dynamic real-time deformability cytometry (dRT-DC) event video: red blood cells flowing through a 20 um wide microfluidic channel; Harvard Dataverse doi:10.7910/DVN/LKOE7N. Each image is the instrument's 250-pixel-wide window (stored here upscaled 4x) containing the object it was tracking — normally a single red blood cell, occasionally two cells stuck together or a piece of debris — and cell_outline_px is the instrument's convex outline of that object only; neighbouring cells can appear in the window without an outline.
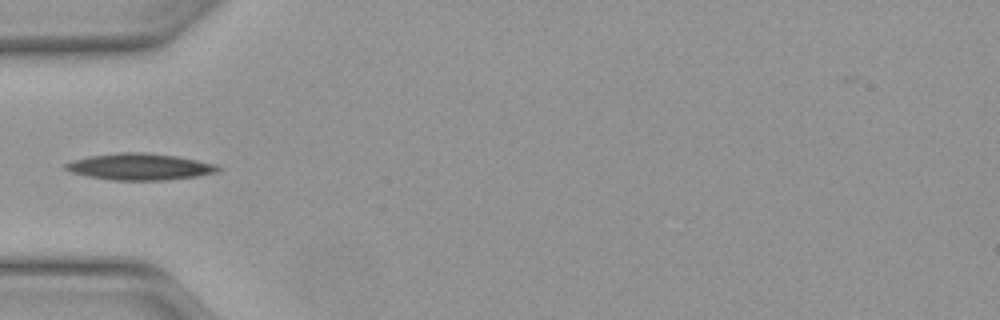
{"species": "Egyptian fruit bat (a non-hibernating species)", "species_latin": "Rousettus aegyptiacus", "temperature_condition": "warm", "stored_images_in_passage": 9, "camera_frame_rate_fps": 3000, "um_per_image_px": 0.085, "animal": {"sex": "female"}, "frame": {"image": 1, "passage_image": 1, "time_ms": 0.0, "image_size_px": [1000, 320], "cell_outline_px": [[220, 168], [216, 172], [196, 176], [164, 180], [112, 180], [88, 176], [72, 172], [64, 168], [64, 164], [72, 160], [88, 156], [120, 152], [144, 152], [176, 156], [216, 164]], "centroid_in_image_um": [11.84, 14.16], "position_along_channel_um": 73.2, "area_um2": 23.41}}